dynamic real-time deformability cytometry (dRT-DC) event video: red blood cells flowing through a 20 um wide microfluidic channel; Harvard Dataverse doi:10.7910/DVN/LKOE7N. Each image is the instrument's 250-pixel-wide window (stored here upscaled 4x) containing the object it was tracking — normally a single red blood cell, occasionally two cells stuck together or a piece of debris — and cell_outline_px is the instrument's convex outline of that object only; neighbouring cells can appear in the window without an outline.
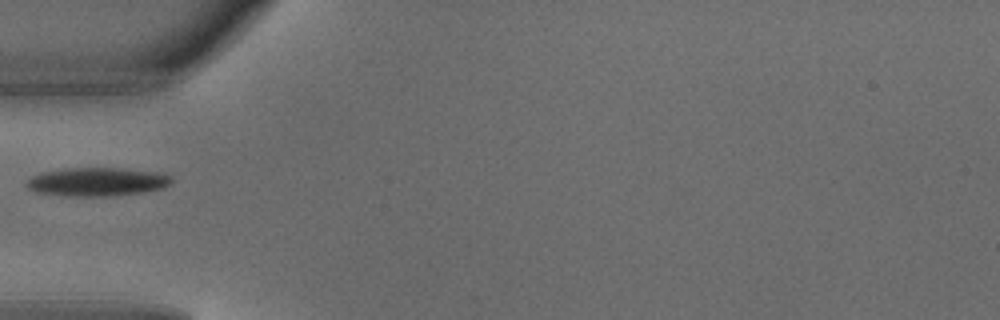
{"species": "common noctule bat (a hibernating species)", "species_latin": "Nyctalus noctula", "temperature_condition": "warm", "stored_images_in_passage": 6, "camera_frame_rate_fps": 3000, "um_per_image_px": 0.085, "animal": {"sex": "male", "body_mass_g": 18.8}, "frame": {"image": 1, "passage_image": 5, "time_ms": 1.333, "image_size_px": [1000, 320], "cell_outline_px": [[172, 184], [164, 188], [144, 192], [112, 196], [64, 196], [36, 192], [28, 188], [24, 184], [32, 176], [44, 172], [68, 168], [116, 168], [164, 172], [172, 176]], "centroid_in_image_um": [8.32, 15.46], "position_along_channel_um": 76.7, "area_um2": 24.39}}
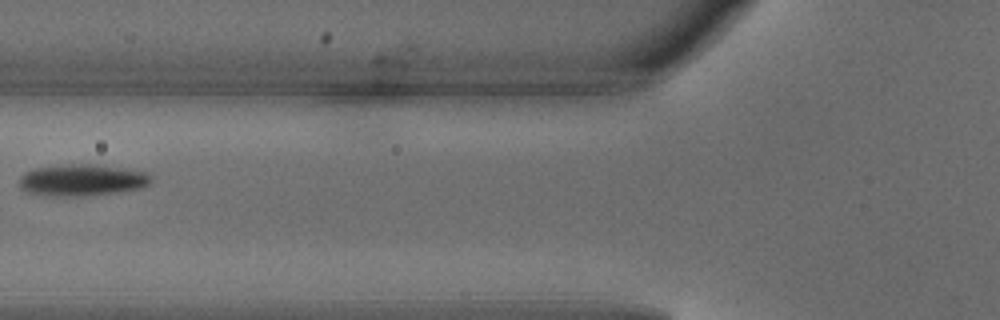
{"frame": {"image": 2, "passage_image": 6, "time_ms": 1.667, "image_size_px": [1000, 320], "cell_outline_px": [[152, 180], [144, 188], [120, 192], [84, 196], [52, 196], [28, 192], [20, 188], [20, 176], [24, 172], [36, 168], [68, 164], [96, 164], [148, 172], [152, 176]], "centroid_in_image_um": [7.02, 15.31], "position_along_channel_um": 118.8, "area_um2": 24.51}}